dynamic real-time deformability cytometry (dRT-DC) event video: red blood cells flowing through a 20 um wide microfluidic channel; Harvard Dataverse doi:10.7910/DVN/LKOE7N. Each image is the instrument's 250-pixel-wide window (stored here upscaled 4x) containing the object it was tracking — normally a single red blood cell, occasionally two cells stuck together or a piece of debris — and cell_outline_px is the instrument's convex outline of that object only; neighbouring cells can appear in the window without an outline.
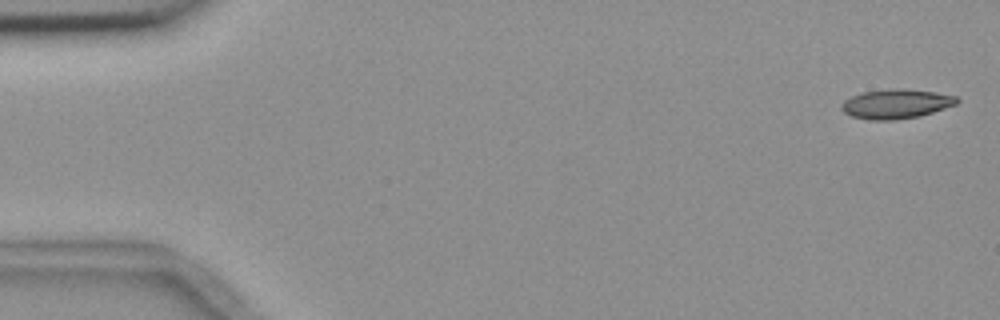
{"species": "common noctule bat (a hibernating species)", "species_latin": "Nyctalus noctula", "temperature_condition": "room temperature", "stored_images_in_passage": 5, "camera_frame_rate_fps": 3000, "um_per_image_px": 0.085, "animal": {"sex": "female", "body_mass_g": 18.4}, "frame": {"image": 1, "passage_image": 1, "time_ms": 0.0, "image_size_px": [1000, 320], "cell_outline_px": [[960, 100], [956, 104], [920, 116], [896, 120], [868, 120], [852, 116], [844, 112], [840, 108], [840, 104], [844, 100], [852, 96], [864, 92], [892, 88], [904, 88], [936, 92], [956, 96]], "centroid_in_image_um": [76.16, 8.83], "position_along_channel_um": 8.8, "area_um2": 19.88}}
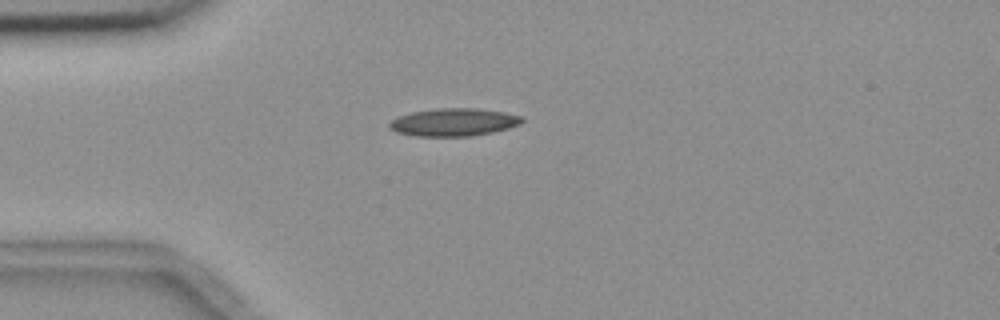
{"frame": {"image": 2, "passage_image": 4, "time_ms": 4.333, "image_size_px": [1000, 320], "cell_outline_px": [[524, 120], [520, 124], [508, 128], [492, 132], [472, 136], [416, 136], [396, 132], [388, 128], [388, 124], [396, 116], [412, 112], [436, 108], [476, 108], [504, 112], [524, 116]], "centroid_in_image_um": [38.55, 10.38], "position_along_channel_um": 46.4, "area_um2": 21.62}}